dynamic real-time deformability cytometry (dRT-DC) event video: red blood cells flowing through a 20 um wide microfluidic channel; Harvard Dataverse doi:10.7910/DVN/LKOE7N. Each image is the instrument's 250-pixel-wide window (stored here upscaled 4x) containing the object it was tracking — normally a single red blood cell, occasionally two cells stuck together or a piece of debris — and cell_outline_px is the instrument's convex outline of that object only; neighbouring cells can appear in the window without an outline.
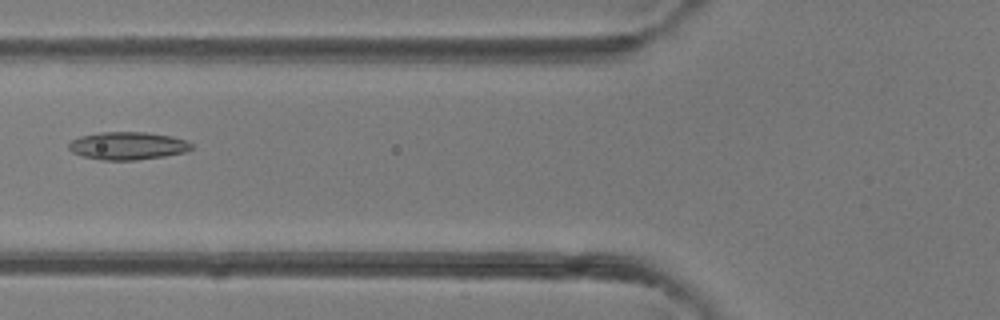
{"species": "common noctule bat (a hibernating species)", "species_latin": "Nyctalus noctula", "temperature_condition": "room temperature", "stored_images_in_passage": 6, "camera_frame_rate_fps": 3000, "um_per_image_px": 0.085, "animal": {"sex": "female"}, "frame": {"image": 1, "passage_image": 6, "time_ms": 5.667, "image_size_px": [1000, 320], "cell_outline_px": [[192, 148], [188, 152], [164, 156], [136, 160], [104, 160], [84, 156], [72, 152], [68, 148], [68, 144], [72, 140], [80, 136], [100, 132], [148, 132], [172, 136], [188, 140], [192, 144]], "centroid_in_image_um": [10.9, 12.38], "position_along_channel_um": 114.9, "area_um2": 20.0}}